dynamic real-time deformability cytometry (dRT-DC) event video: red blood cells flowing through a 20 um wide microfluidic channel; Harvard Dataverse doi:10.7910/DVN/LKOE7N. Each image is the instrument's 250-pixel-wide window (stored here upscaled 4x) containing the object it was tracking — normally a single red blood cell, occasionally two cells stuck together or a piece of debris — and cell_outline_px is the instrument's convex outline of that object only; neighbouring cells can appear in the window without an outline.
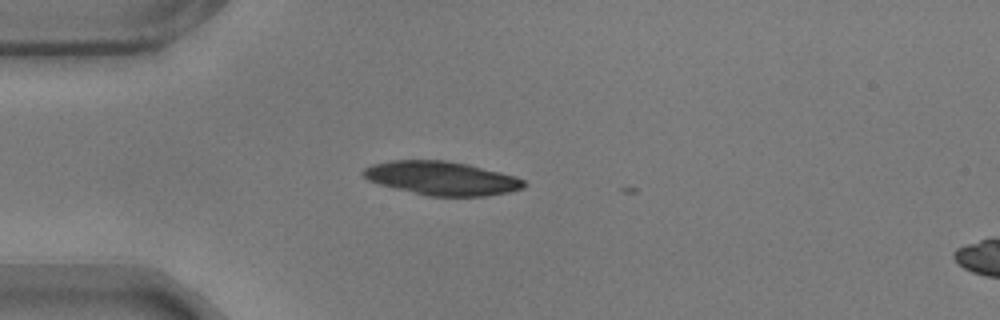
{"species": "common noctule bat (a hibernating species)", "species_latin": "Nyctalus noctula", "temperature_condition": "warm", "stored_images_in_passage": 6, "camera_frame_rate_fps": 3000, "um_per_image_px": 0.085, "animal": {"sex": "male", "body_mass_g": 17.9}, "frame": {"image": 1, "passage_image": 1, "time_ms": 0.0, "image_size_px": [1000, 320], "cell_outline_px": [[524, 188], [508, 192], [484, 196], [428, 196], [380, 184], [368, 180], [360, 172], [364, 168], [372, 164], [392, 160], [444, 160], [468, 164], [516, 176], [524, 180]], "centroid_in_image_um": [37.53, 15.14], "position_along_channel_um": 47.5, "area_um2": 31.39}}